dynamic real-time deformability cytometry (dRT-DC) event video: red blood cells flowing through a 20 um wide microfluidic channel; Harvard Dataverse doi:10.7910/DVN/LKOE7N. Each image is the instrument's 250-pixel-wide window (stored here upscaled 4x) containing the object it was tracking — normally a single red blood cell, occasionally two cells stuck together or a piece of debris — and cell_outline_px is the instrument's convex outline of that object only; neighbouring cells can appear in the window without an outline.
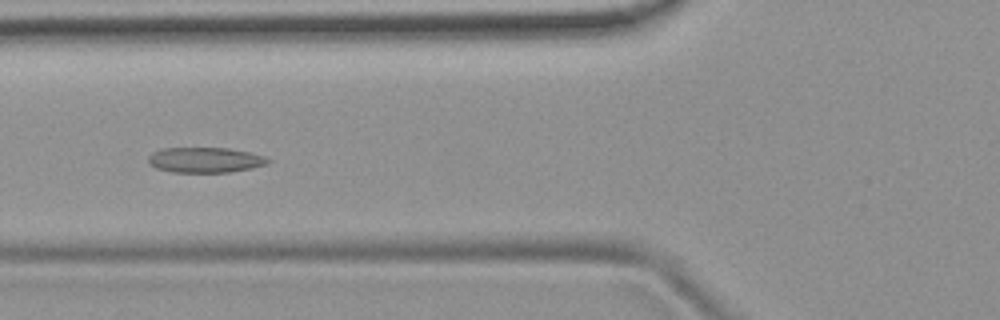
{"species": "common noctule bat (a hibernating species)", "species_latin": "Nyctalus noctula", "temperature_condition": "room temperature", "stored_images_in_passage": 6, "camera_frame_rate_fps": 3000, "um_per_image_px": 0.085, "animal": {"sex": "female", "body_mass_g": 19.9}, "frame": {"image": 1, "passage_image": 5, "time_ms": 4.667, "image_size_px": [1000, 320], "cell_outline_px": [[272, 160], [268, 164], [252, 168], [232, 172], [172, 172], [156, 168], [148, 164], [148, 156], [152, 152], [160, 148], [228, 148], [248, 152], [264, 156]], "centroid_in_image_um": [17.42, 13.6], "position_along_channel_um": 108.4, "area_um2": 17.8}}
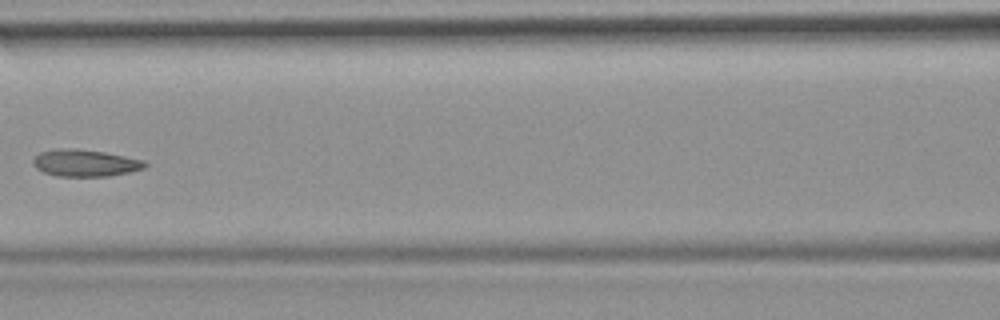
{"frame": {"image": 2, "passage_image": 6, "time_ms": 6.0, "image_size_px": [1000, 320], "cell_outline_px": [[148, 164], [144, 168], [112, 176], [56, 176], [44, 172], [36, 168], [32, 164], [32, 160], [40, 152], [56, 148], [76, 148], [104, 152], [144, 160]], "centroid_in_image_um": [7.21, 13.85], "position_along_channel_um": 159.4, "area_um2": 17.63}}